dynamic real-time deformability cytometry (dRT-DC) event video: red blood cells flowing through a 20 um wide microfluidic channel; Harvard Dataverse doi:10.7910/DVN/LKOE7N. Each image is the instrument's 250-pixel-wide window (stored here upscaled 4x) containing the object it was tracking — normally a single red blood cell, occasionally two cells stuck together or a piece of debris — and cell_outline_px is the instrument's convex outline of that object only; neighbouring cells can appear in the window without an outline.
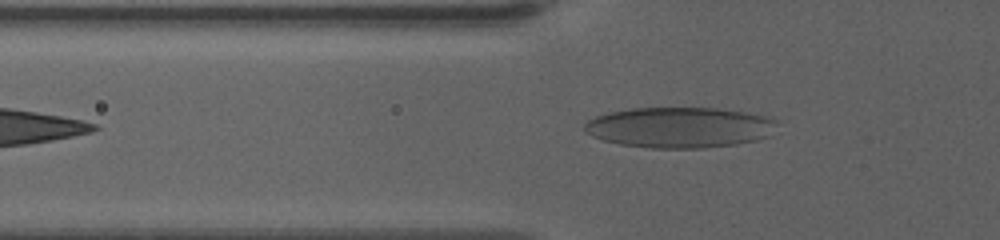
{"species": "human", "species_latin": "Homo sapiens", "temperature_condition": "warm", "stored_images_in_passage": 32, "camera_frame_rate_fps": 3000, "um_per_image_px": 0.085, "donor": {"sex": "female"}, "frame": {"image": 1, "passage_image": 2, "time_ms": 0.333, "image_size_px": [1000, 240], "cell_outline_px": [[776, 124], [772, 136], [756, 140], [736, 144], [704, 148], [652, 148], [620, 144], [604, 140], [592, 136], [584, 132], [584, 124], [588, 120], [596, 116], [608, 112], [632, 108], [716, 108], [772, 116], [776, 120]], "centroid_in_image_um": [57.79, 10.83], "position_along_channel_um": 68.0, "area_um2": 45.89}}
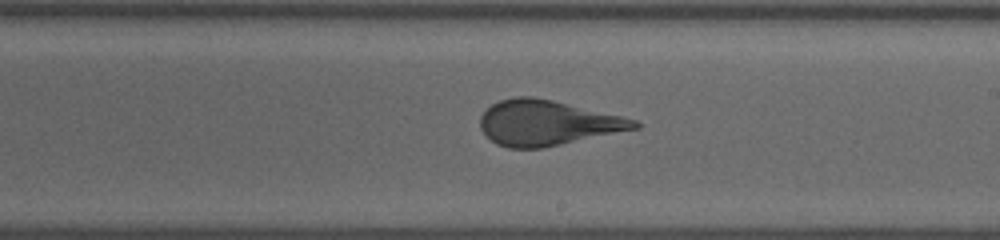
{"frame": {"image": 2, "passage_image": 17, "time_ms": 5.333, "image_size_px": [1000, 240], "cell_outline_px": [[640, 128], [544, 148], [508, 148], [496, 144], [480, 128], [480, 116], [492, 104], [500, 100], [516, 96], [532, 96], [552, 100], [620, 116], [636, 120], [640, 124]], "centroid_in_image_um": [46.5, 10.45], "position_along_channel_um": 242.5, "area_um2": 40.34}}
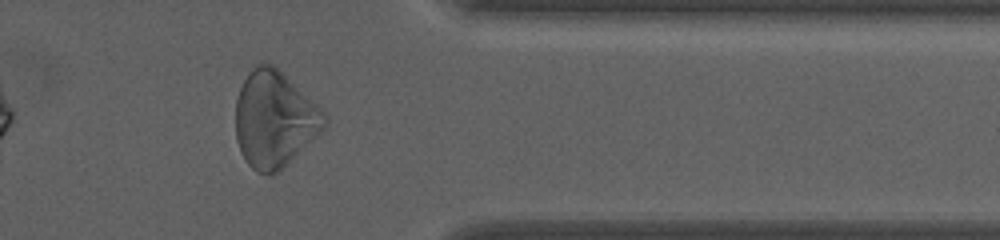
{"frame": {"image": 3, "passage_image": 30, "time_ms": 9.667, "image_size_px": [1000, 240], "cell_outline_px": [[328, 124], [280, 172], [272, 176], [268, 176], [256, 172], [244, 160], [240, 152], [236, 140], [236, 100], [240, 88], [248, 72], [256, 64], [268, 60], [316, 104], [328, 116]], "centroid_in_image_um": [23.31, 10.17], "position_along_channel_um": 388.1, "area_um2": 50.05}, "authors_computed_cell_mechanics": {"area_um2": 41.0669, "velocity_mm_per_s": 3.5476, "shape_relaxation_time_tau1_ms": 8.1625, "shape_relaxation_time_tau2_ms": null, "deformation_change_tau1": 0.2427, "deformation_change_tau2": null}}